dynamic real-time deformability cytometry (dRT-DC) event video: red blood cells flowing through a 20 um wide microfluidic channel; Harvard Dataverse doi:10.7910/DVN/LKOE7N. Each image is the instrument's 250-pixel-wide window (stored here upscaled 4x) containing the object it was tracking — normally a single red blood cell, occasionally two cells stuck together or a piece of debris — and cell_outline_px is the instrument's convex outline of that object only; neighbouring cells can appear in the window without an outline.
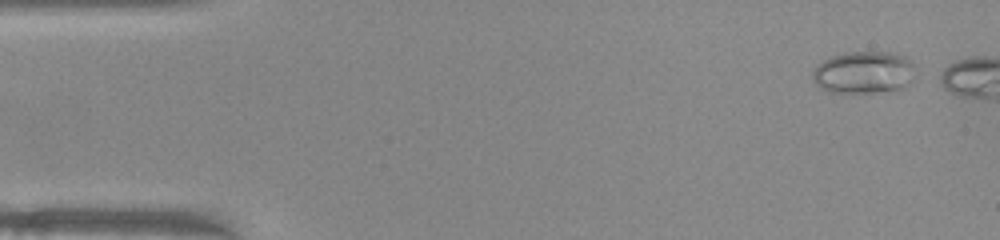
{"species": "common noctule bat (a hibernating species)", "species_latin": "Nyctalus noctula", "temperature_condition": "warm", "stored_images_in_passage": 4, "camera_frame_rate_fps": 3000, "um_per_image_px": 0.085, "animal": {"sex": "female", "body_mass_g": 22.0, "forearm_length_mm": 56.7}, "frame": {"image": 1, "passage_image": 1, "time_ms": 0.0, "image_size_px": [1000, 240], "cell_outline_px": [[916, 68], [912, 80], [904, 88], [876, 92], [828, 92], [820, 88], [812, 80], [812, 72], [816, 64], [832, 56], [844, 52], [892, 52], [904, 56], [912, 60]], "centroid_in_image_um": [73.42, 6.14], "position_along_channel_um": 11.6, "area_um2": 25.66}}